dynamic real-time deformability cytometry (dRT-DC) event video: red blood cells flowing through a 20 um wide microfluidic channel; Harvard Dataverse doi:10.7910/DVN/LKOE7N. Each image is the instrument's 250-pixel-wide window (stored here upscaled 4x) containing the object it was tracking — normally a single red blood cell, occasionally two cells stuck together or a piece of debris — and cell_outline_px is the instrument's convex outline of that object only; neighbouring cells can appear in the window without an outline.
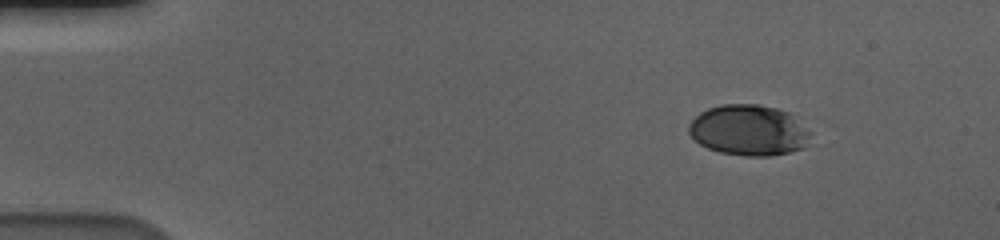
{"species": "human", "species_latin": "Homo sapiens", "temperature_condition": "cold", "stored_images_in_passage": 52, "camera_frame_rate_fps": 3000, "um_per_image_px": 0.085, "donor": {"sex": "male"}, "frame": {"image": 1, "passage_image": 1, "time_ms": 0.0, "image_size_px": [1000, 240], "cell_outline_px": [[812, 132], [804, 148], [772, 156], [748, 156], [720, 152], [708, 148], [700, 144], [688, 132], [688, 124], [700, 112], [708, 108], [720, 104], [760, 104], [776, 108], [788, 112]], "centroid_in_image_um": [63.64, 11.06], "position_along_channel_um": 21.4, "area_um2": 36.07}}
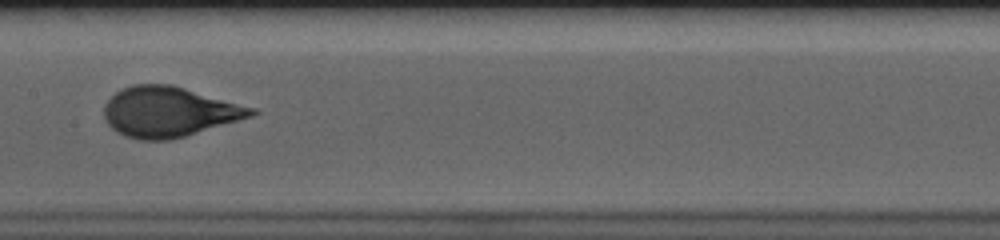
{"frame": {"image": 2, "passage_image": 24, "time_ms": 7.667, "image_size_px": [1000, 240], "cell_outline_px": [[260, 112], [252, 116], [184, 136], [168, 140], [136, 140], [124, 136], [116, 132], [104, 120], [104, 104], [116, 92], [132, 84], [172, 84], [256, 108]], "centroid_in_image_um": [14.34, 9.5], "position_along_channel_um": 193.1, "area_um2": 43.06}}
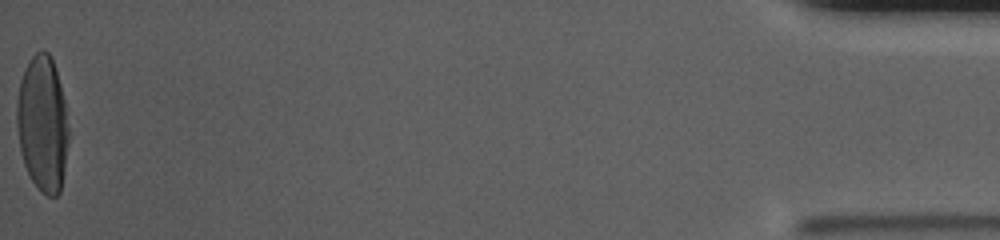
{"frame": {"image": 3, "passage_image": 52, "time_ms": 17.0, "image_size_px": [1000, 240], "cell_outline_px": [[68, 140], [64, 168], [60, 192], [56, 196], [48, 196], [40, 192], [32, 180], [24, 164], [20, 152], [16, 124], [16, 104], [20, 80], [32, 56], [40, 48], [44, 48], [52, 56], [60, 84], [64, 100], [68, 128]], "centroid_in_image_um": [3.6, 10.5], "position_along_channel_um": 431.6, "area_um2": 41.1}, "authors_computed_cell_mechanics": {"area_um2": 41.1247, "velocity_mm_per_s": 3.569, "shape_relaxation_time_tau1_ms": 3.5898, "shape_relaxation_time_tau2_ms": null, "deformation_change_tau1": 0.1906, "deformation_change_tau2": null}}